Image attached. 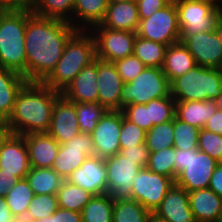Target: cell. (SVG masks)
Returning a JSON list of instances; mask_svg holds the SVG:
<instances>
[{"label": "cell", "mask_w": 222, "mask_h": 222, "mask_svg": "<svg viewBox=\"0 0 222 222\" xmlns=\"http://www.w3.org/2000/svg\"><path fill=\"white\" fill-rule=\"evenodd\" d=\"M76 31L69 22L37 16L27 7L24 42L27 82H43L51 74Z\"/></svg>", "instance_id": "6da1fadb"}, {"label": "cell", "mask_w": 222, "mask_h": 222, "mask_svg": "<svg viewBox=\"0 0 222 222\" xmlns=\"http://www.w3.org/2000/svg\"><path fill=\"white\" fill-rule=\"evenodd\" d=\"M60 95L42 82H26L18 91L13 112L5 122L7 131L18 135L47 133L54 103Z\"/></svg>", "instance_id": "7a4b0ae2"}, {"label": "cell", "mask_w": 222, "mask_h": 222, "mask_svg": "<svg viewBox=\"0 0 222 222\" xmlns=\"http://www.w3.org/2000/svg\"><path fill=\"white\" fill-rule=\"evenodd\" d=\"M96 60V44L89 30H77L67 41L60 60L42 82L62 93L78 73Z\"/></svg>", "instance_id": "3957f363"}, {"label": "cell", "mask_w": 222, "mask_h": 222, "mask_svg": "<svg viewBox=\"0 0 222 222\" xmlns=\"http://www.w3.org/2000/svg\"><path fill=\"white\" fill-rule=\"evenodd\" d=\"M27 8L0 10V66L26 78Z\"/></svg>", "instance_id": "277c9868"}, {"label": "cell", "mask_w": 222, "mask_h": 222, "mask_svg": "<svg viewBox=\"0 0 222 222\" xmlns=\"http://www.w3.org/2000/svg\"><path fill=\"white\" fill-rule=\"evenodd\" d=\"M175 101H214L222 92V69L196 65L170 83Z\"/></svg>", "instance_id": "5b68a950"}, {"label": "cell", "mask_w": 222, "mask_h": 222, "mask_svg": "<svg viewBox=\"0 0 222 222\" xmlns=\"http://www.w3.org/2000/svg\"><path fill=\"white\" fill-rule=\"evenodd\" d=\"M218 164L216 159L198 149L176 148L175 184L187 192L206 189Z\"/></svg>", "instance_id": "8992f818"}, {"label": "cell", "mask_w": 222, "mask_h": 222, "mask_svg": "<svg viewBox=\"0 0 222 222\" xmlns=\"http://www.w3.org/2000/svg\"><path fill=\"white\" fill-rule=\"evenodd\" d=\"M170 94V82L162 68L145 67L136 78L124 84L121 111L129 104H148L153 99L167 97Z\"/></svg>", "instance_id": "52a82bcc"}, {"label": "cell", "mask_w": 222, "mask_h": 222, "mask_svg": "<svg viewBox=\"0 0 222 222\" xmlns=\"http://www.w3.org/2000/svg\"><path fill=\"white\" fill-rule=\"evenodd\" d=\"M180 36H193L216 29L222 23V10L196 0H174Z\"/></svg>", "instance_id": "ba28073f"}, {"label": "cell", "mask_w": 222, "mask_h": 222, "mask_svg": "<svg viewBox=\"0 0 222 222\" xmlns=\"http://www.w3.org/2000/svg\"><path fill=\"white\" fill-rule=\"evenodd\" d=\"M136 35L166 46L180 42V26L174 0L150 17L140 20Z\"/></svg>", "instance_id": "9c48e42d"}, {"label": "cell", "mask_w": 222, "mask_h": 222, "mask_svg": "<svg viewBox=\"0 0 222 222\" xmlns=\"http://www.w3.org/2000/svg\"><path fill=\"white\" fill-rule=\"evenodd\" d=\"M180 42L192 54L197 65L222 69V23L214 30L180 36Z\"/></svg>", "instance_id": "30bf717a"}, {"label": "cell", "mask_w": 222, "mask_h": 222, "mask_svg": "<svg viewBox=\"0 0 222 222\" xmlns=\"http://www.w3.org/2000/svg\"><path fill=\"white\" fill-rule=\"evenodd\" d=\"M96 44V58L115 62L134 53L136 32L111 30L105 27H92Z\"/></svg>", "instance_id": "8fae6325"}, {"label": "cell", "mask_w": 222, "mask_h": 222, "mask_svg": "<svg viewBox=\"0 0 222 222\" xmlns=\"http://www.w3.org/2000/svg\"><path fill=\"white\" fill-rule=\"evenodd\" d=\"M174 184L172 178L142 168L133 180L131 199L154 212Z\"/></svg>", "instance_id": "7c38bea8"}, {"label": "cell", "mask_w": 222, "mask_h": 222, "mask_svg": "<svg viewBox=\"0 0 222 222\" xmlns=\"http://www.w3.org/2000/svg\"><path fill=\"white\" fill-rule=\"evenodd\" d=\"M107 169L108 193L114 200L131 199L133 180L140 171L137 161L120 153L104 159Z\"/></svg>", "instance_id": "4fadbf2b"}, {"label": "cell", "mask_w": 222, "mask_h": 222, "mask_svg": "<svg viewBox=\"0 0 222 222\" xmlns=\"http://www.w3.org/2000/svg\"><path fill=\"white\" fill-rule=\"evenodd\" d=\"M93 155H95V147L91 134L79 133L68 142L60 144L52 169L66 180L88 157Z\"/></svg>", "instance_id": "5bb4252c"}, {"label": "cell", "mask_w": 222, "mask_h": 222, "mask_svg": "<svg viewBox=\"0 0 222 222\" xmlns=\"http://www.w3.org/2000/svg\"><path fill=\"white\" fill-rule=\"evenodd\" d=\"M122 111L108 110L91 133L95 155L106 159L120 151Z\"/></svg>", "instance_id": "9a60e30c"}, {"label": "cell", "mask_w": 222, "mask_h": 222, "mask_svg": "<svg viewBox=\"0 0 222 222\" xmlns=\"http://www.w3.org/2000/svg\"><path fill=\"white\" fill-rule=\"evenodd\" d=\"M30 168L24 136L7 132L0 141V169L24 179Z\"/></svg>", "instance_id": "2e32d148"}, {"label": "cell", "mask_w": 222, "mask_h": 222, "mask_svg": "<svg viewBox=\"0 0 222 222\" xmlns=\"http://www.w3.org/2000/svg\"><path fill=\"white\" fill-rule=\"evenodd\" d=\"M124 82L113 62L97 58L98 102L111 111H121Z\"/></svg>", "instance_id": "e0dca14e"}, {"label": "cell", "mask_w": 222, "mask_h": 222, "mask_svg": "<svg viewBox=\"0 0 222 222\" xmlns=\"http://www.w3.org/2000/svg\"><path fill=\"white\" fill-rule=\"evenodd\" d=\"M66 181L93 195L108 193L107 169L104 159L96 155L88 157L79 168L67 177Z\"/></svg>", "instance_id": "ac0fdd59"}, {"label": "cell", "mask_w": 222, "mask_h": 222, "mask_svg": "<svg viewBox=\"0 0 222 222\" xmlns=\"http://www.w3.org/2000/svg\"><path fill=\"white\" fill-rule=\"evenodd\" d=\"M59 144L71 140L80 132L75 104L62 94L56 99L49 130L47 131Z\"/></svg>", "instance_id": "d6986e66"}, {"label": "cell", "mask_w": 222, "mask_h": 222, "mask_svg": "<svg viewBox=\"0 0 222 222\" xmlns=\"http://www.w3.org/2000/svg\"><path fill=\"white\" fill-rule=\"evenodd\" d=\"M61 94L72 102H98L97 58L84 67Z\"/></svg>", "instance_id": "ffe728a7"}, {"label": "cell", "mask_w": 222, "mask_h": 222, "mask_svg": "<svg viewBox=\"0 0 222 222\" xmlns=\"http://www.w3.org/2000/svg\"><path fill=\"white\" fill-rule=\"evenodd\" d=\"M28 149L29 164L33 168H52L60 144L48 133L23 135Z\"/></svg>", "instance_id": "44dd1931"}, {"label": "cell", "mask_w": 222, "mask_h": 222, "mask_svg": "<svg viewBox=\"0 0 222 222\" xmlns=\"http://www.w3.org/2000/svg\"><path fill=\"white\" fill-rule=\"evenodd\" d=\"M154 213L169 222H196L189 206L188 192L176 184Z\"/></svg>", "instance_id": "7402d4cb"}, {"label": "cell", "mask_w": 222, "mask_h": 222, "mask_svg": "<svg viewBox=\"0 0 222 222\" xmlns=\"http://www.w3.org/2000/svg\"><path fill=\"white\" fill-rule=\"evenodd\" d=\"M136 1L109 3L103 20L93 27L136 32L139 26Z\"/></svg>", "instance_id": "603a6c76"}, {"label": "cell", "mask_w": 222, "mask_h": 222, "mask_svg": "<svg viewBox=\"0 0 222 222\" xmlns=\"http://www.w3.org/2000/svg\"><path fill=\"white\" fill-rule=\"evenodd\" d=\"M188 199L196 222H217L222 219V197L210 188L188 192Z\"/></svg>", "instance_id": "cb8c5ba5"}, {"label": "cell", "mask_w": 222, "mask_h": 222, "mask_svg": "<svg viewBox=\"0 0 222 222\" xmlns=\"http://www.w3.org/2000/svg\"><path fill=\"white\" fill-rule=\"evenodd\" d=\"M26 82L23 75L0 66V121L8 120L14 109L16 95Z\"/></svg>", "instance_id": "d4e9b609"}, {"label": "cell", "mask_w": 222, "mask_h": 222, "mask_svg": "<svg viewBox=\"0 0 222 222\" xmlns=\"http://www.w3.org/2000/svg\"><path fill=\"white\" fill-rule=\"evenodd\" d=\"M215 101H176L175 117L189 125L202 129L216 112Z\"/></svg>", "instance_id": "484cf974"}, {"label": "cell", "mask_w": 222, "mask_h": 222, "mask_svg": "<svg viewBox=\"0 0 222 222\" xmlns=\"http://www.w3.org/2000/svg\"><path fill=\"white\" fill-rule=\"evenodd\" d=\"M108 4V0H75L73 27L77 30H90L93 26L100 24Z\"/></svg>", "instance_id": "4316f807"}, {"label": "cell", "mask_w": 222, "mask_h": 222, "mask_svg": "<svg viewBox=\"0 0 222 222\" xmlns=\"http://www.w3.org/2000/svg\"><path fill=\"white\" fill-rule=\"evenodd\" d=\"M195 59L182 42L169 45L166 50L163 73L171 83L196 66Z\"/></svg>", "instance_id": "83f0119b"}, {"label": "cell", "mask_w": 222, "mask_h": 222, "mask_svg": "<svg viewBox=\"0 0 222 222\" xmlns=\"http://www.w3.org/2000/svg\"><path fill=\"white\" fill-rule=\"evenodd\" d=\"M34 195L53 194L56 195L63 178L52 168L31 167L26 175Z\"/></svg>", "instance_id": "f1b7e54d"}, {"label": "cell", "mask_w": 222, "mask_h": 222, "mask_svg": "<svg viewBox=\"0 0 222 222\" xmlns=\"http://www.w3.org/2000/svg\"><path fill=\"white\" fill-rule=\"evenodd\" d=\"M75 0H31L32 13L44 17L69 22L73 26Z\"/></svg>", "instance_id": "f546056e"}, {"label": "cell", "mask_w": 222, "mask_h": 222, "mask_svg": "<svg viewBox=\"0 0 222 222\" xmlns=\"http://www.w3.org/2000/svg\"><path fill=\"white\" fill-rule=\"evenodd\" d=\"M58 207L81 213L94 196L89 191L64 180L57 191Z\"/></svg>", "instance_id": "4dcf8cb0"}, {"label": "cell", "mask_w": 222, "mask_h": 222, "mask_svg": "<svg viewBox=\"0 0 222 222\" xmlns=\"http://www.w3.org/2000/svg\"><path fill=\"white\" fill-rule=\"evenodd\" d=\"M167 47L165 44L136 36L133 54L138 57L146 67L162 68Z\"/></svg>", "instance_id": "1f68e13d"}, {"label": "cell", "mask_w": 222, "mask_h": 222, "mask_svg": "<svg viewBox=\"0 0 222 222\" xmlns=\"http://www.w3.org/2000/svg\"><path fill=\"white\" fill-rule=\"evenodd\" d=\"M34 193L26 178L19 179L4 197L6 204L17 219H24Z\"/></svg>", "instance_id": "d6a6232c"}, {"label": "cell", "mask_w": 222, "mask_h": 222, "mask_svg": "<svg viewBox=\"0 0 222 222\" xmlns=\"http://www.w3.org/2000/svg\"><path fill=\"white\" fill-rule=\"evenodd\" d=\"M114 199L109 193L94 195L83 207V222H113Z\"/></svg>", "instance_id": "836d02e7"}, {"label": "cell", "mask_w": 222, "mask_h": 222, "mask_svg": "<svg viewBox=\"0 0 222 222\" xmlns=\"http://www.w3.org/2000/svg\"><path fill=\"white\" fill-rule=\"evenodd\" d=\"M151 212L133 199L114 200L113 222H147Z\"/></svg>", "instance_id": "e575fe53"}, {"label": "cell", "mask_w": 222, "mask_h": 222, "mask_svg": "<svg viewBox=\"0 0 222 222\" xmlns=\"http://www.w3.org/2000/svg\"><path fill=\"white\" fill-rule=\"evenodd\" d=\"M145 143L149 153L173 147L174 119L166 123L154 125L146 132Z\"/></svg>", "instance_id": "d590c367"}, {"label": "cell", "mask_w": 222, "mask_h": 222, "mask_svg": "<svg viewBox=\"0 0 222 222\" xmlns=\"http://www.w3.org/2000/svg\"><path fill=\"white\" fill-rule=\"evenodd\" d=\"M74 104L81 133L91 134L97 126V123L108 111L99 102H74Z\"/></svg>", "instance_id": "8d00e7d4"}, {"label": "cell", "mask_w": 222, "mask_h": 222, "mask_svg": "<svg viewBox=\"0 0 222 222\" xmlns=\"http://www.w3.org/2000/svg\"><path fill=\"white\" fill-rule=\"evenodd\" d=\"M175 155L176 148L174 147L149 153L146 168L154 173L170 177L175 181Z\"/></svg>", "instance_id": "74e56055"}, {"label": "cell", "mask_w": 222, "mask_h": 222, "mask_svg": "<svg viewBox=\"0 0 222 222\" xmlns=\"http://www.w3.org/2000/svg\"><path fill=\"white\" fill-rule=\"evenodd\" d=\"M58 209L57 196L53 194L34 195L24 220L33 222L52 215Z\"/></svg>", "instance_id": "f35d334b"}, {"label": "cell", "mask_w": 222, "mask_h": 222, "mask_svg": "<svg viewBox=\"0 0 222 222\" xmlns=\"http://www.w3.org/2000/svg\"><path fill=\"white\" fill-rule=\"evenodd\" d=\"M200 129L174 117V148L181 150L198 149Z\"/></svg>", "instance_id": "ab89813d"}, {"label": "cell", "mask_w": 222, "mask_h": 222, "mask_svg": "<svg viewBox=\"0 0 222 222\" xmlns=\"http://www.w3.org/2000/svg\"><path fill=\"white\" fill-rule=\"evenodd\" d=\"M175 99L171 94L167 97L153 99L149 102L150 122L158 125L172 121L175 117Z\"/></svg>", "instance_id": "60d3db41"}, {"label": "cell", "mask_w": 222, "mask_h": 222, "mask_svg": "<svg viewBox=\"0 0 222 222\" xmlns=\"http://www.w3.org/2000/svg\"><path fill=\"white\" fill-rule=\"evenodd\" d=\"M120 149L144 144L146 131L129 121L122 112V127L120 130Z\"/></svg>", "instance_id": "b9f144b4"}, {"label": "cell", "mask_w": 222, "mask_h": 222, "mask_svg": "<svg viewBox=\"0 0 222 222\" xmlns=\"http://www.w3.org/2000/svg\"><path fill=\"white\" fill-rule=\"evenodd\" d=\"M198 150L205 152L219 163L222 162V135L207 131H199Z\"/></svg>", "instance_id": "7bdbcfd3"}, {"label": "cell", "mask_w": 222, "mask_h": 222, "mask_svg": "<svg viewBox=\"0 0 222 222\" xmlns=\"http://www.w3.org/2000/svg\"><path fill=\"white\" fill-rule=\"evenodd\" d=\"M114 65L125 84L136 78L146 67L134 54L115 61Z\"/></svg>", "instance_id": "ee69618b"}, {"label": "cell", "mask_w": 222, "mask_h": 222, "mask_svg": "<svg viewBox=\"0 0 222 222\" xmlns=\"http://www.w3.org/2000/svg\"><path fill=\"white\" fill-rule=\"evenodd\" d=\"M124 116L146 132L154 125L150 122L149 103L129 104L122 110Z\"/></svg>", "instance_id": "f6af8a7d"}, {"label": "cell", "mask_w": 222, "mask_h": 222, "mask_svg": "<svg viewBox=\"0 0 222 222\" xmlns=\"http://www.w3.org/2000/svg\"><path fill=\"white\" fill-rule=\"evenodd\" d=\"M119 153L127 159L132 161H137V165L142 169L146 168L148 158H149V151L146 147V143L136 145L134 147H127L124 149H120Z\"/></svg>", "instance_id": "bcb514c9"}, {"label": "cell", "mask_w": 222, "mask_h": 222, "mask_svg": "<svg viewBox=\"0 0 222 222\" xmlns=\"http://www.w3.org/2000/svg\"><path fill=\"white\" fill-rule=\"evenodd\" d=\"M172 0H136L139 20L150 17L153 13L167 6Z\"/></svg>", "instance_id": "7dc6e473"}, {"label": "cell", "mask_w": 222, "mask_h": 222, "mask_svg": "<svg viewBox=\"0 0 222 222\" xmlns=\"http://www.w3.org/2000/svg\"><path fill=\"white\" fill-rule=\"evenodd\" d=\"M33 222H83L82 214L58 207V209L50 216L41 218Z\"/></svg>", "instance_id": "c3c4849f"}, {"label": "cell", "mask_w": 222, "mask_h": 222, "mask_svg": "<svg viewBox=\"0 0 222 222\" xmlns=\"http://www.w3.org/2000/svg\"><path fill=\"white\" fill-rule=\"evenodd\" d=\"M18 180L16 175L3 172V169H0V197H5Z\"/></svg>", "instance_id": "681fc988"}, {"label": "cell", "mask_w": 222, "mask_h": 222, "mask_svg": "<svg viewBox=\"0 0 222 222\" xmlns=\"http://www.w3.org/2000/svg\"><path fill=\"white\" fill-rule=\"evenodd\" d=\"M208 188L222 197V162L219 163L214 170Z\"/></svg>", "instance_id": "f907efd6"}, {"label": "cell", "mask_w": 222, "mask_h": 222, "mask_svg": "<svg viewBox=\"0 0 222 222\" xmlns=\"http://www.w3.org/2000/svg\"><path fill=\"white\" fill-rule=\"evenodd\" d=\"M207 131L222 135V111L216 110L211 119L203 127Z\"/></svg>", "instance_id": "816d5d0a"}, {"label": "cell", "mask_w": 222, "mask_h": 222, "mask_svg": "<svg viewBox=\"0 0 222 222\" xmlns=\"http://www.w3.org/2000/svg\"><path fill=\"white\" fill-rule=\"evenodd\" d=\"M30 5L31 0H0V10H19Z\"/></svg>", "instance_id": "f5cc1de1"}, {"label": "cell", "mask_w": 222, "mask_h": 222, "mask_svg": "<svg viewBox=\"0 0 222 222\" xmlns=\"http://www.w3.org/2000/svg\"><path fill=\"white\" fill-rule=\"evenodd\" d=\"M17 218L12 214L4 197H0V222H15Z\"/></svg>", "instance_id": "db71d44e"}, {"label": "cell", "mask_w": 222, "mask_h": 222, "mask_svg": "<svg viewBox=\"0 0 222 222\" xmlns=\"http://www.w3.org/2000/svg\"><path fill=\"white\" fill-rule=\"evenodd\" d=\"M196 1L211 4L216 9L222 10V0H196Z\"/></svg>", "instance_id": "11a10c76"}, {"label": "cell", "mask_w": 222, "mask_h": 222, "mask_svg": "<svg viewBox=\"0 0 222 222\" xmlns=\"http://www.w3.org/2000/svg\"><path fill=\"white\" fill-rule=\"evenodd\" d=\"M147 222H169V221H166L165 219L159 217L156 213L151 212L149 214Z\"/></svg>", "instance_id": "9f6ffc18"}, {"label": "cell", "mask_w": 222, "mask_h": 222, "mask_svg": "<svg viewBox=\"0 0 222 222\" xmlns=\"http://www.w3.org/2000/svg\"><path fill=\"white\" fill-rule=\"evenodd\" d=\"M7 127L5 125V122L0 121V141L1 139L5 136V134L7 133Z\"/></svg>", "instance_id": "6f0895ef"}, {"label": "cell", "mask_w": 222, "mask_h": 222, "mask_svg": "<svg viewBox=\"0 0 222 222\" xmlns=\"http://www.w3.org/2000/svg\"><path fill=\"white\" fill-rule=\"evenodd\" d=\"M214 101H215L217 110L222 111V92Z\"/></svg>", "instance_id": "680465c9"}, {"label": "cell", "mask_w": 222, "mask_h": 222, "mask_svg": "<svg viewBox=\"0 0 222 222\" xmlns=\"http://www.w3.org/2000/svg\"><path fill=\"white\" fill-rule=\"evenodd\" d=\"M125 1H136V0H108V3L125 2Z\"/></svg>", "instance_id": "91938a15"}, {"label": "cell", "mask_w": 222, "mask_h": 222, "mask_svg": "<svg viewBox=\"0 0 222 222\" xmlns=\"http://www.w3.org/2000/svg\"><path fill=\"white\" fill-rule=\"evenodd\" d=\"M15 222H30V221H27V220H24V219H17Z\"/></svg>", "instance_id": "94428289"}]
</instances>
